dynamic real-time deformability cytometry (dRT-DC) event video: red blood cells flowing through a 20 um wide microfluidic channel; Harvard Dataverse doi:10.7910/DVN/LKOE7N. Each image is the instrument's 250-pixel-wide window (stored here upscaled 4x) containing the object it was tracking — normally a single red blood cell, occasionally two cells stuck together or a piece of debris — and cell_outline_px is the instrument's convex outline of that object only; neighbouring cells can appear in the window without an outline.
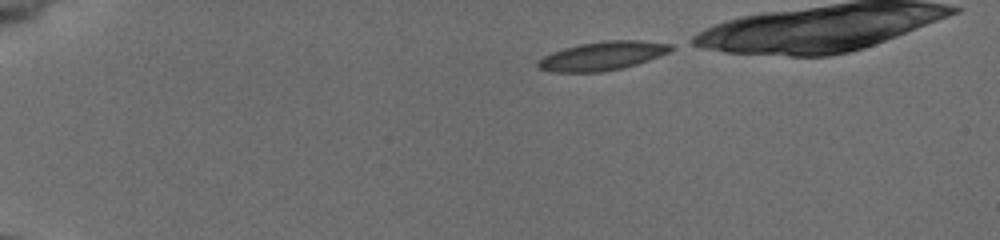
{"species": "common noctule bat (a hibernating species)", "species_latin": "Nyctalus noctula", "temperature_condition": "cold", "stored_images_in_passage": 39, "camera_frame_rate_fps": 3000, "um_per_image_px": 0.085, "animal": {"sex": "female", "body_mass_g": 19.5, "forearm_length_mm": 54.1}, "frame": {"image": 1, "passage_image": 1, "time_ms": 0.0, "image_size_px": [1000, 240], "cell_outline_px": [[676, 48], [668, 52], [648, 60], [636, 64], [620, 68], [600, 72], [552, 72], [540, 68], [536, 64], [544, 56], [552, 52], [564, 48], [580, 44], [604, 40], [636, 40], [672, 44]], "centroid_in_image_um": [51.21, 4.74], "position_along_channel_um": 33.8, "area_um2": 22.02}}
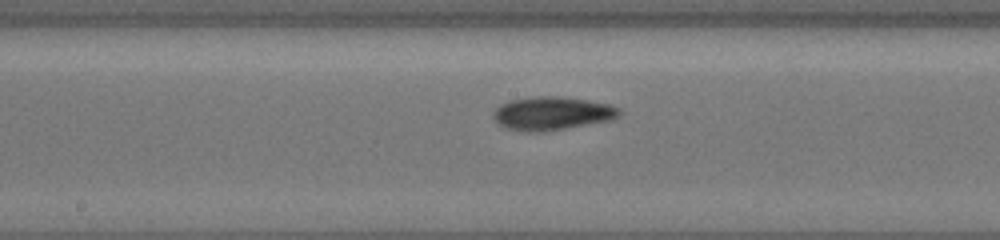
{"frame": {"image": 2, "passage_image": 20, "time_ms": 6.333, "image_size_px": [1000, 240], "cell_outline_px": [[620, 112], [612, 120], [544, 132], [524, 132], [508, 128], [500, 124], [492, 116], [492, 112], [500, 104], [512, 100], [536, 96], [560, 96], [588, 100], [608, 104], [620, 108]], "centroid_in_image_um": [46.91, 9.64], "position_along_channel_um": 201.3, "area_um2": 24.45}}
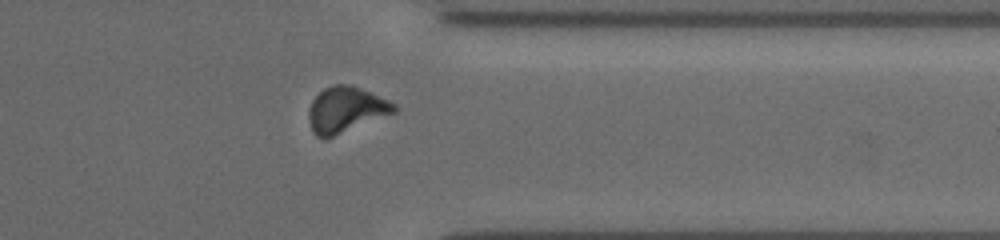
{"frame": {"image": 3, "passage_image": 34, "time_ms": 11.0, "image_size_px": [1000, 240], "cell_outline_px": [[400, 108], [396, 112], [332, 136], [316, 136], [312, 132], [308, 116], [308, 112], [312, 100], [324, 88], [332, 84], [352, 84], [388, 100], [396, 104]], "centroid_in_image_um": [29.41, 9.28], "position_along_channel_um": 382.0, "area_um2": 22.48}}